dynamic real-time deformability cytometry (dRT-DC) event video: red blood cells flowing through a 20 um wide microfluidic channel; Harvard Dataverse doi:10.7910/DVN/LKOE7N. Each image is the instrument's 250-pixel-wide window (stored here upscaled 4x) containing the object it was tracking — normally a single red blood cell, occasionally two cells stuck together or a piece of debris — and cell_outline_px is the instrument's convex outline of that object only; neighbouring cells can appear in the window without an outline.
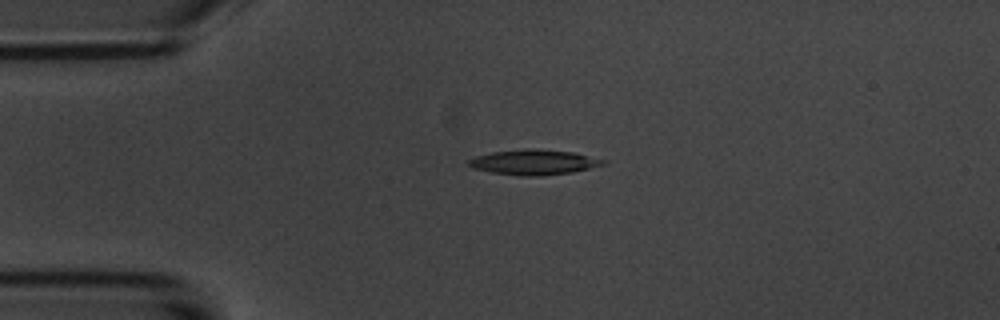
{"species": "common noctule bat (a hibernating species)", "species_latin": "Nyctalus noctula", "temperature_condition": "room temperature", "stored_images_in_passage": 3, "camera_frame_rate_fps": 3000, "um_per_image_px": 0.085, "animal": {"sex": "male", "body_mass_g": 20.1, "forearm_length_mm": 53.5}, "frame": {"image": 1, "passage_image": 1, "time_ms": 0.0, "image_size_px": [1000, 320], "cell_outline_px": [[608, 160], [604, 164], [572, 172], [540, 176], [524, 176], [492, 172], [472, 168], [468, 164], [468, 160], [476, 156], [492, 152], [528, 148], [532, 148], [572, 152]], "centroid_in_image_um": [45.37, 13.78], "position_along_channel_um": 39.6, "area_um2": 19.54}}